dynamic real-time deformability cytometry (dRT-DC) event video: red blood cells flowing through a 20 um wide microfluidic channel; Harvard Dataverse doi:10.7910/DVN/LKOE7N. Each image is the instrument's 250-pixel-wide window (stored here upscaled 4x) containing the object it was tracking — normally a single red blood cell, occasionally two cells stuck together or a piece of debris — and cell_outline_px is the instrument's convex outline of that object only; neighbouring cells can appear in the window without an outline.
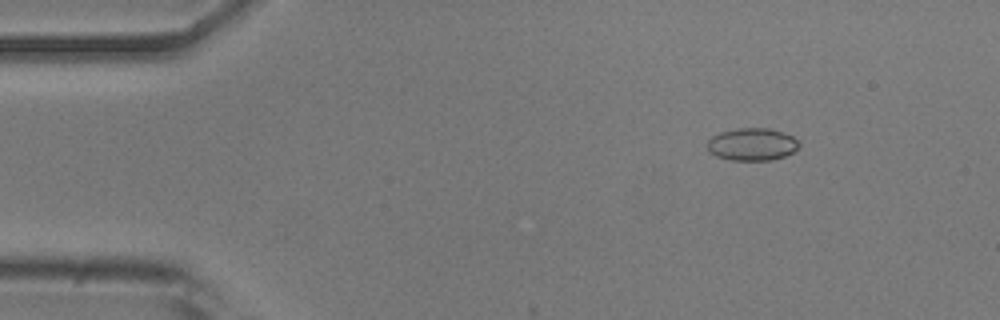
{"species": "common noctule bat (a hibernating species)", "species_latin": "Nyctalus noctula", "temperature_condition": "room temperature", "stored_images_in_passage": 46, "camera_frame_rate_fps": 3000, "um_per_image_px": 0.085, "animal": {"sex": "male", "body_mass_g": 20.5, "forearm_length_mm": 52.5}, "frame": {"image": 1, "passage_image": 1, "time_ms": 0.0, "image_size_px": [1000, 320], "cell_outline_px": [[800, 144], [792, 152], [784, 156], [772, 160], [732, 160], [716, 156], [708, 152], [708, 140], [712, 136], [720, 132], [736, 128], [768, 128], [792, 136]], "centroid_in_image_um": [63.89, 12.27], "position_along_channel_um": 21.1, "area_um2": 17.22}}
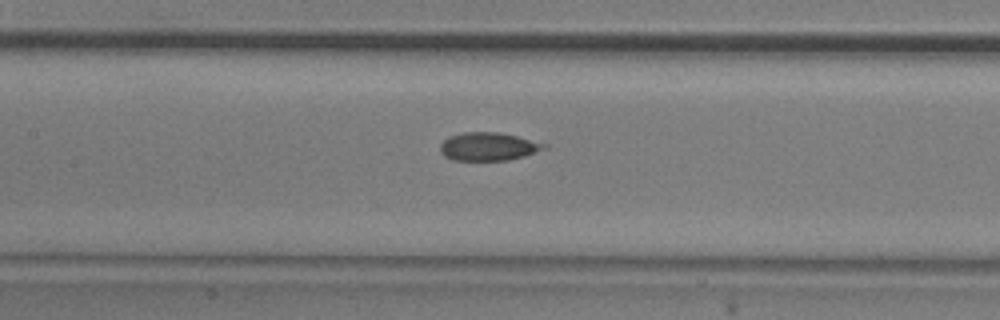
{"frame": {"image": 2, "passage_image": 18, "time_ms": 5.667, "image_size_px": [1000, 320], "cell_outline_px": [[548, 148], [524, 156], [508, 160], [452, 160], [444, 156], [440, 152], [440, 144], [448, 136], [464, 132], [500, 132], [548, 144]], "centroid_in_image_um": [41.5, 12.45], "position_along_channel_um": 165.9, "area_um2": 17.17}}
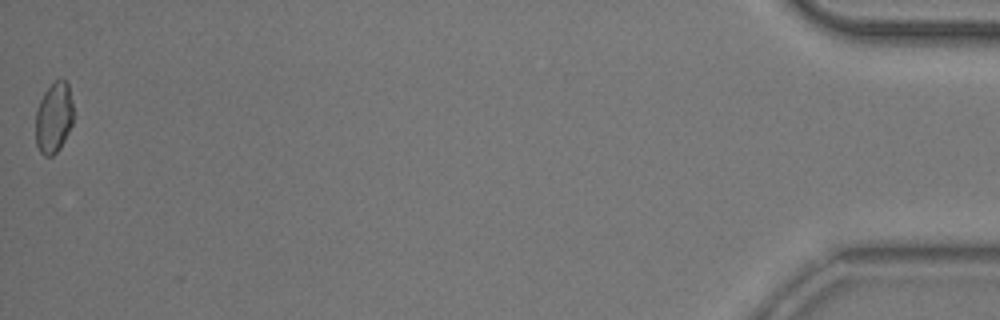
{"frame": {"image": 3, "passage_image": 46, "time_ms": 15.0, "image_size_px": [1000, 320], "cell_outline_px": [[72, 124], [60, 148], [52, 156], [44, 156], [40, 152], [36, 144], [36, 112], [40, 100], [44, 92], [56, 80], [64, 80], [68, 84], [72, 100]], "centroid_in_image_um": [4.56, 10.02], "position_along_channel_um": 430.6, "area_um2": 15.37}, "authors_computed_cell_mechanics": {"area_um2": 17.0799, "velocity_mm_per_s": 3.8936, "shape_relaxation_time_tau1_ms": null, "shape_relaxation_time_tau2_ms": 4.0417, "deformation_change_tau1": null, "deformation_change_tau2": 0.1141}}